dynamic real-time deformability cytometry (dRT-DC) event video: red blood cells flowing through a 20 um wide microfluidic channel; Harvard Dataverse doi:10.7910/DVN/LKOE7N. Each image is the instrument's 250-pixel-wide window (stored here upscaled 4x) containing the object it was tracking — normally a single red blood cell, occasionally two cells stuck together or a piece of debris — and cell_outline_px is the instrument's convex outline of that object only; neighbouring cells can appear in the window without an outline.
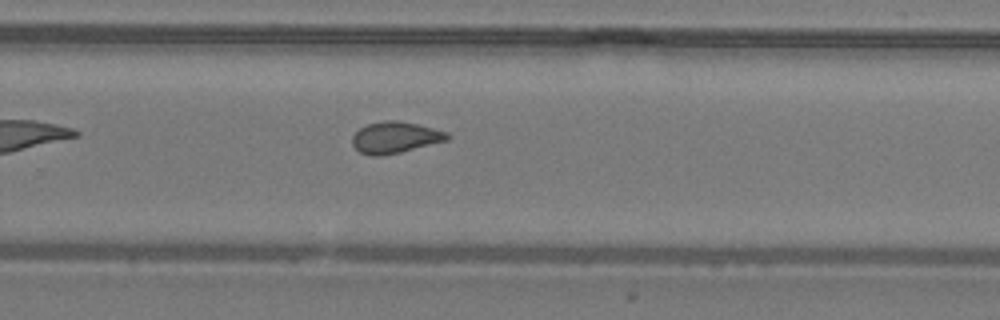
{"species": "common noctule bat (a hibernating species)", "species_latin": "Nyctalus noctula", "temperature_condition": "warm", "stored_images_in_passage": 21, "camera_frame_rate_fps": 3000, "um_per_image_px": 0.085, "animal": {"sex": "male", "body_mass_g": 19.2, "forearm_length_mm": 51.8}, "frame": {"image": 1, "passage_image": 15, "time_ms": 4.667, "image_size_px": [1000, 320], "cell_outline_px": [[452, 136], [448, 140], [400, 152], [380, 156], [372, 156], [360, 152], [352, 144], [352, 136], [360, 128], [368, 124], [384, 120], [396, 120], [416, 124], [448, 132]], "centroid_in_image_um": [33.59, 11.68], "position_along_channel_um": 296.2, "area_um2": 17.28}}